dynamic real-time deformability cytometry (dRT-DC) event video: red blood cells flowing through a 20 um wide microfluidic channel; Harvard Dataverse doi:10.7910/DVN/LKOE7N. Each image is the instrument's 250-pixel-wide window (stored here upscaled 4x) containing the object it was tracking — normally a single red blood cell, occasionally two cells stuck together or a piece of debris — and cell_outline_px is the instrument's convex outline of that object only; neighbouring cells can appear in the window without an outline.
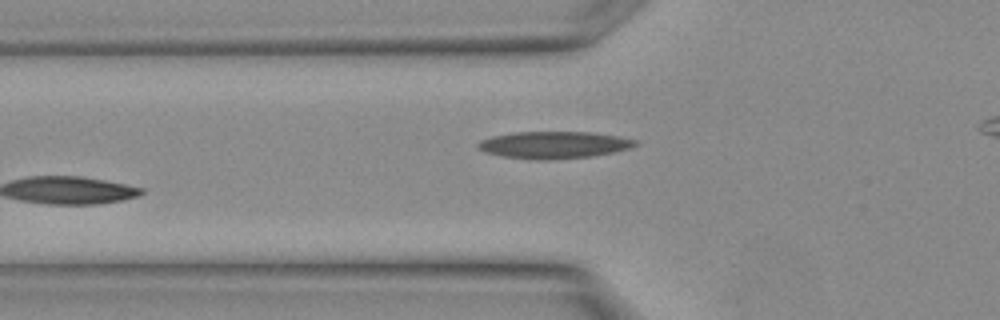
{"species": "Egyptian fruit bat (a non-hibernating species)", "species_latin": "Rousettus aegyptiacus", "temperature_condition": "warm", "stored_images_in_passage": 5, "camera_frame_rate_fps": 3000, "um_per_image_px": 0.085, "animal": {"sex": "female"}, "frame": {"image": 1, "passage_image": 5, "time_ms": 1.333, "image_size_px": [1000, 320], "cell_outline_px": [[640, 144], [628, 148], [612, 152], [592, 156], [548, 160], [536, 160], [504, 156], [484, 152], [476, 148], [476, 144], [480, 140], [492, 136], [516, 132], [592, 132], [616, 136], [636, 140]], "centroid_in_image_um": [47.04, 12.31], "position_along_channel_um": 78.8, "area_um2": 24.74}}